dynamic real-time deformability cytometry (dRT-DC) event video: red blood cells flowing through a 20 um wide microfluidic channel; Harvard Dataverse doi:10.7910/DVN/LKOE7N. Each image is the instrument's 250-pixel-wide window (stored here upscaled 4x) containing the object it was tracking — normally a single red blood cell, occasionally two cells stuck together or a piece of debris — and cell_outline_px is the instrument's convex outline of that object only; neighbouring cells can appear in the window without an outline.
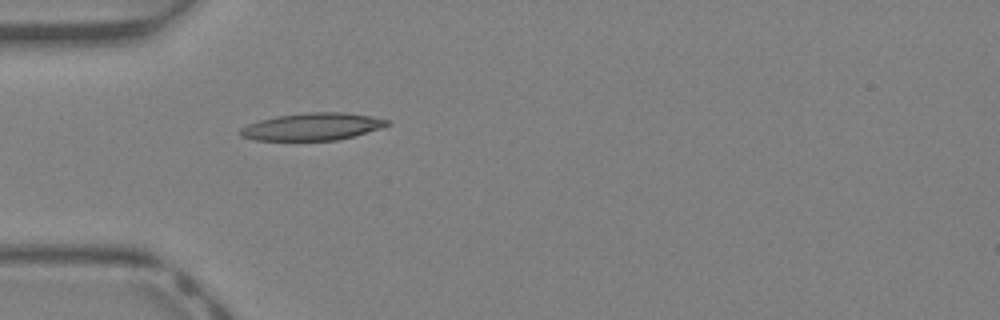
{"species": "Egyptian fruit bat (a non-hibernating species)", "species_latin": "Rousettus aegyptiacus", "temperature_condition": "warm", "stored_images_in_passage": 30, "camera_frame_rate_fps": 3000, "um_per_image_px": 0.085, "animal": {"sex": "female"}, "frame": {"image": 1, "passage_image": 1, "time_ms": 0.0, "image_size_px": [1000, 320], "cell_outline_px": [[388, 124], [380, 128], [352, 136], [336, 140], [256, 140], [240, 136], [240, 128], [248, 124], [260, 120], [276, 116], [304, 112], [344, 112], [372, 116], [388, 120]], "centroid_in_image_um": [26.51, 10.75], "position_along_channel_um": 58.5, "area_um2": 23.18}}
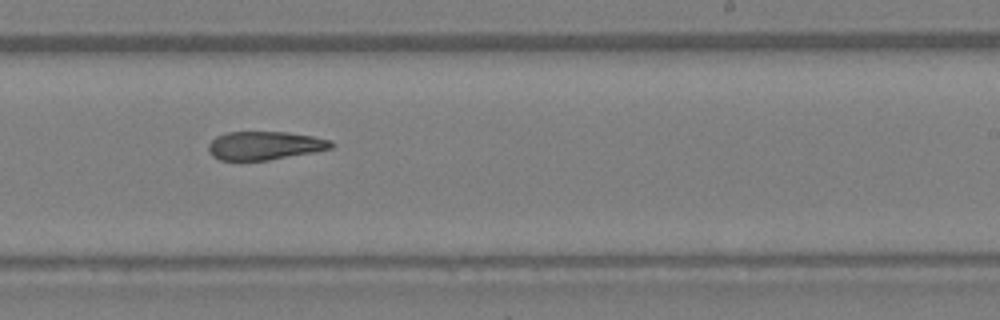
{"frame": {"image": 2, "passage_image": 14, "time_ms": 4.333, "image_size_px": [1000, 320], "cell_outline_px": [[336, 144], [332, 148], [312, 152], [268, 160], [220, 160], [212, 156], [208, 152], [208, 144], [216, 136], [228, 132], [288, 132], [312, 136], [332, 140]], "centroid_in_image_um": [22.5, 12.37], "position_along_channel_um": 266.5, "area_um2": 20.35}}
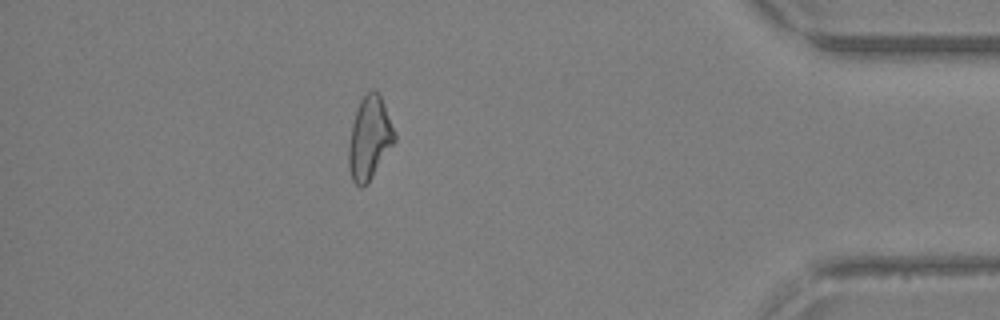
{"frame": {"image": 3, "passage_image": 25, "time_ms": 8.0, "image_size_px": [1000, 320], "cell_outline_px": [[396, 140], [368, 184], [360, 188], [352, 180], [348, 164], [348, 144], [352, 124], [356, 108], [360, 100], [372, 88], [380, 96], [384, 104], [396, 136]], "centroid_in_image_um": [31.39, 11.77], "position_along_channel_um": 403.8, "area_um2": 22.14}, "authors_computed_cell_mechanics": {"area_um2": 21.7039, "velocity_mm_per_s": 4.93, "shape_relaxation_time_tau1_ms": null, "shape_relaxation_time_tau2_ms": 6.091, "deformation_change_tau1": null, "deformation_change_tau2": 0.1879}}